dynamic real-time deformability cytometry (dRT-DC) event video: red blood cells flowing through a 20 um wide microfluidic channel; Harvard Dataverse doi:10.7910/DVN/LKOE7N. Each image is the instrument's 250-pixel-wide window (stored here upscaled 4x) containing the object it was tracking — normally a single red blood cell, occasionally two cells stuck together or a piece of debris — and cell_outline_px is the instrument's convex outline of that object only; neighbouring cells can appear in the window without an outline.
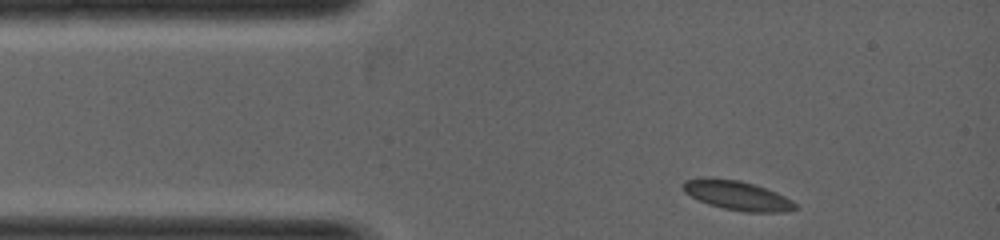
{"species": "common noctule bat (a hibernating species)", "species_latin": "Nyctalus noctula", "temperature_condition": "warm", "stored_images_in_passage": 28, "camera_frame_rate_fps": 5000, "um_per_image_px": 0.085, "animal": {"sex": "female", "body_mass_g": 19.0, "forearm_length_mm": 53.3}, "frame": {"image": 1, "passage_image": 1, "time_ms": 0.0, "image_size_px": [1000, 240], "cell_outline_px": [[796, 208], [784, 212], [744, 212], [724, 208], [708, 204], [684, 192], [684, 180], [708, 176], [740, 180], [776, 192], [792, 200], [796, 204]], "centroid_in_image_um": [62.65, 16.6], "position_along_channel_um": 22.4, "area_um2": 19.07}}
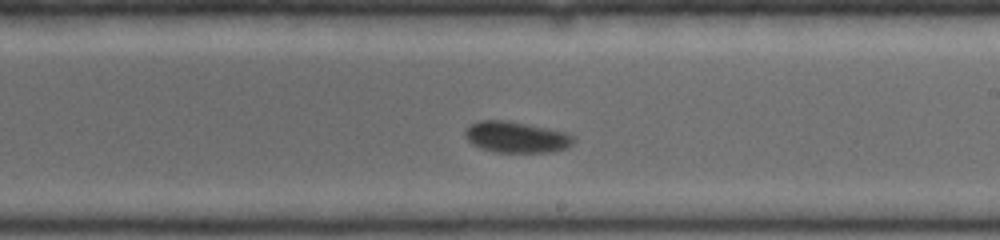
{"frame": {"image": 2, "passage_image": 16, "time_ms": 3.2, "image_size_px": [1000, 240], "cell_outline_px": [[576, 140], [568, 148], [552, 152], [496, 152], [480, 148], [472, 144], [464, 136], [464, 128], [468, 124], [480, 120], [508, 120], [528, 124], [564, 132], [576, 136]], "centroid_in_image_um": [43.87, 11.65], "position_along_channel_um": 245.1, "area_um2": 20.0}}
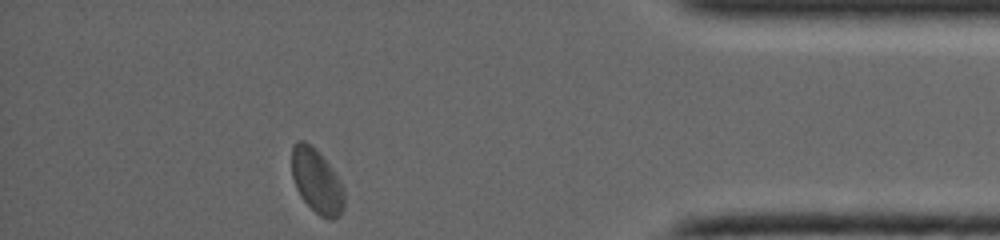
{"frame": {"image": 3, "passage_image": 28, "time_ms": 5.6, "image_size_px": [1000, 240], "cell_outline_px": [[344, 208], [340, 216], [332, 220], [320, 216], [300, 196], [296, 188], [292, 176], [292, 144], [296, 140], [304, 140], [328, 164], [340, 180], [344, 188]], "centroid_in_image_um": [26.92, 15.43], "position_along_channel_um": 408.3, "area_um2": 19.42}}